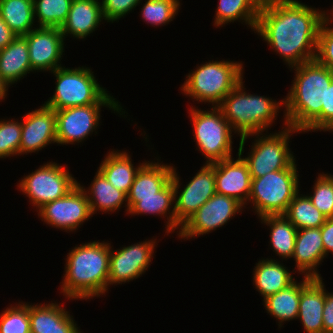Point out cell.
<instances>
[{
	"mask_svg": "<svg viewBox=\"0 0 333 333\" xmlns=\"http://www.w3.org/2000/svg\"><path fill=\"white\" fill-rule=\"evenodd\" d=\"M330 14L300 0H263L254 33L292 68L315 60L319 28Z\"/></svg>",
	"mask_w": 333,
	"mask_h": 333,
	"instance_id": "6da1fadb",
	"label": "cell"
},
{
	"mask_svg": "<svg viewBox=\"0 0 333 333\" xmlns=\"http://www.w3.org/2000/svg\"><path fill=\"white\" fill-rule=\"evenodd\" d=\"M61 292L67 299L86 300L108 293L110 243L92 241L75 246L65 259Z\"/></svg>",
	"mask_w": 333,
	"mask_h": 333,
	"instance_id": "7a4b0ae2",
	"label": "cell"
},
{
	"mask_svg": "<svg viewBox=\"0 0 333 333\" xmlns=\"http://www.w3.org/2000/svg\"><path fill=\"white\" fill-rule=\"evenodd\" d=\"M294 80L284 100L283 125L301 132L321 113L333 73L316 60L292 67Z\"/></svg>",
	"mask_w": 333,
	"mask_h": 333,
	"instance_id": "3957f363",
	"label": "cell"
},
{
	"mask_svg": "<svg viewBox=\"0 0 333 333\" xmlns=\"http://www.w3.org/2000/svg\"><path fill=\"white\" fill-rule=\"evenodd\" d=\"M242 80L218 105L224 118L241 138L259 132H268L275 123L284 100L279 102L265 95L245 91Z\"/></svg>",
	"mask_w": 333,
	"mask_h": 333,
	"instance_id": "277c9868",
	"label": "cell"
},
{
	"mask_svg": "<svg viewBox=\"0 0 333 333\" xmlns=\"http://www.w3.org/2000/svg\"><path fill=\"white\" fill-rule=\"evenodd\" d=\"M243 67L242 62L209 60L186 75L181 92L193 101L218 106L243 80Z\"/></svg>",
	"mask_w": 333,
	"mask_h": 333,
	"instance_id": "5b68a950",
	"label": "cell"
},
{
	"mask_svg": "<svg viewBox=\"0 0 333 333\" xmlns=\"http://www.w3.org/2000/svg\"><path fill=\"white\" fill-rule=\"evenodd\" d=\"M56 77L55 91L44 104L54 110L95 103H120L96 80L89 67H59L51 72Z\"/></svg>",
	"mask_w": 333,
	"mask_h": 333,
	"instance_id": "8992f818",
	"label": "cell"
},
{
	"mask_svg": "<svg viewBox=\"0 0 333 333\" xmlns=\"http://www.w3.org/2000/svg\"><path fill=\"white\" fill-rule=\"evenodd\" d=\"M296 162L288 169L277 170L260 178H252L248 204L258 218L267 215H284L289 203L300 190Z\"/></svg>",
	"mask_w": 333,
	"mask_h": 333,
	"instance_id": "52a82bcc",
	"label": "cell"
},
{
	"mask_svg": "<svg viewBox=\"0 0 333 333\" xmlns=\"http://www.w3.org/2000/svg\"><path fill=\"white\" fill-rule=\"evenodd\" d=\"M190 107L189 118L192 121L194 142L198 151L206 159L205 163L211 164L232 157V137L235 131L224 118L218 106L209 110ZM232 132L234 134H232Z\"/></svg>",
	"mask_w": 333,
	"mask_h": 333,
	"instance_id": "ba28073f",
	"label": "cell"
},
{
	"mask_svg": "<svg viewBox=\"0 0 333 333\" xmlns=\"http://www.w3.org/2000/svg\"><path fill=\"white\" fill-rule=\"evenodd\" d=\"M282 128L281 131L272 134L259 132L244 136L246 139L256 137L248 156L245 158L242 156L249 167L251 178H260L273 171L288 169L296 162L289 148V141L293 133L302 132L290 125L282 126Z\"/></svg>",
	"mask_w": 333,
	"mask_h": 333,
	"instance_id": "9c48e42d",
	"label": "cell"
},
{
	"mask_svg": "<svg viewBox=\"0 0 333 333\" xmlns=\"http://www.w3.org/2000/svg\"><path fill=\"white\" fill-rule=\"evenodd\" d=\"M66 168L53 161L40 165L34 172L21 178L17 188L38 210L44 204L64 197L78 185L79 182Z\"/></svg>",
	"mask_w": 333,
	"mask_h": 333,
	"instance_id": "30bf717a",
	"label": "cell"
},
{
	"mask_svg": "<svg viewBox=\"0 0 333 333\" xmlns=\"http://www.w3.org/2000/svg\"><path fill=\"white\" fill-rule=\"evenodd\" d=\"M102 107H107L121 116L127 113L119 103H95L55 110L57 145L82 143L93 132L97 134Z\"/></svg>",
	"mask_w": 333,
	"mask_h": 333,
	"instance_id": "8fae6325",
	"label": "cell"
},
{
	"mask_svg": "<svg viewBox=\"0 0 333 333\" xmlns=\"http://www.w3.org/2000/svg\"><path fill=\"white\" fill-rule=\"evenodd\" d=\"M176 170L174 166L171 179L175 194V230L178 235L181 226L216 193V188L213 163H204L183 189H180L182 183Z\"/></svg>",
	"mask_w": 333,
	"mask_h": 333,
	"instance_id": "7c38bea8",
	"label": "cell"
},
{
	"mask_svg": "<svg viewBox=\"0 0 333 333\" xmlns=\"http://www.w3.org/2000/svg\"><path fill=\"white\" fill-rule=\"evenodd\" d=\"M243 207L235 198L215 193L181 226L177 236L188 240L209 234L242 213Z\"/></svg>",
	"mask_w": 333,
	"mask_h": 333,
	"instance_id": "4fadbf2b",
	"label": "cell"
},
{
	"mask_svg": "<svg viewBox=\"0 0 333 333\" xmlns=\"http://www.w3.org/2000/svg\"><path fill=\"white\" fill-rule=\"evenodd\" d=\"M41 221L65 232H75L92 217L87 195L78 184L67 195L36 210Z\"/></svg>",
	"mask_w": 333,
	"mask_h": 333,
	"instance_id": "5bb4252c",
	"label": "cell"
},
{
	"mask_svg": "<svg viewBox=\"0 0 333 333\" xmlns=\"http://www.w3.org/2000/svg\"><path fill=\"white\" fill-rule=\"evenodd\" d=\"M157 242L156 238L146 239L114 251L110 243L108 288L140 278L148 271Z\"/></svg>",
	"mask_w": 333,
	"mask_h": 333,
	"instance_id": "9a60e30c",
	"label": "cell"
},
{
	"mask_svg": "<svg viewBox=\"0 0 333 333\" xmlns=\"http://www.w3.org/2000/svg\"><path fill=\"white\" fill-rule=\"evenodd\" d=\"M246 137H241L237 159L232 157L214 162L216 193L235 198L244 207L248 205L251 191V174L242 155Z\"/></svg>",
	"mask_w": 333,
	"mask_h": 333,
	"instance_id": "2e32d148",
	"label": "cell"
},
{
	"mask_svg": "<svg viewBox=\"0 0 333 333\" xmlns=\"http://www.w3.org/2000/svg\"><path fill=\"white\" fill-rule=\"evenodd\" d=\"M24 37L27 40L33 72H52L62 67L65 39L60 28L38 27Z\"/></svg>",
	"mask_w": 333,
	"mask_h": 333,
	"instance_id": "e0dca14e",
	"label": "cell"
},
{
	"mask_svg": "<svg viewBox=\"0 0 333 333\" xmlns=\"http://www.w3.org/2000/svg\"><path fill=\"white\" fill-rule=\"evenodd\" d=\"M20 155L36 153L49 144H57L56 113L43 104L23 116Z\"/></svg>",
	"mask_w": 333,
	"mask_h": 333,
	"instance_id": "ac0fdd59",
	"label": "cell"
},
{
	"mask_svg": "<svg viewBox=\"0 0 333 333\" xmlns=\"http://www.w3.org/2000/svg\"><path fill=\"white\" fill-rule=\"evenodd\" d=\"M324 245L320 228H306L297 230L292 259L295 261L296 271L304 276L322 278L317 270L325 258Z\"/></svg>",
	"mask_w": 333,
	"mask_h": 333,
	"instance_id": "d6986e66",
	"label": "cell"
},
{
	"mask_svg": "<svg viewBox=\"0 0 333 333\" xmlns=\"http://www.w3.org/2000/svg\"><path fill=\"white\" fill-rule=\"evenodd\" d=\"M60 304L56 301L35 305L29 303L31 333H83L70 312Z\"/></svg>",
	"mask_w": 333,
	"mask_h": 333,
	"instance_id": "ffe728a7",
	"label": "cell"
},
{
	"mask_svg": "<svg viewBox=\"0 0 333 333\" xmlns=\"http://www.w3.org/2000/svg\"><path fill=\"white\" fill-rule=\"evenodd\" d=\"M147 161L137 172L127 194L128 210L139 198L160 197V190L171 180L174 165Z\"/></svg>",
	"mask_w": 333,
	"mask_h": 333,
	"instance_id": "44dd1931",
	"label": "cell"
},
{
	"mask_svg": "<svg viewBox=\"0 0 333 333\" xmlns=\"http://www.w3.org/2000/svg\"><path fill=\"white\" fill-rule=\"evenodd\" d=\"M103 19L101 0H72L68 17L60 28L61 33L64 39L68 35L85 39L98 29Z\"/></svg>",
	"mask_w": 333,
	"mask_h": 333,
	"instance_id": "7402d4cb",
	"label": "cell"
},
{
	"mask_svg": "<svg viewBox=\"0 0 333 333\" xmlns=\"http://www.w3.org/2000/svg\"><path fill=\"white\" fill-rule=\"evenodd\" d=\"M325 284L322 278H313L301 291L297 319L306 333H324L323 308Z\"/></svg>",
	"mask_w": 333,
	"mask_h": 333,
	"instance_id": "603a6c76",
	"label": "cell"
},
{
	"mask_svg": "<svg viewBox=\"0 0 333 333\" xmlns=\"http://www.w3.org/2000/svg\"><path fill=\"white\" fill-rule=\"evenodd\" d=\"M292 272L278 259L263 258L253 269V285L264 300L292 284Z\"/></svg>",
	"mask_w": 333,
	"mask_h": 333,
	"instance_id": "cb8c5ba5",
	"label": "cell"
},
{
	"mask_svg": "<svg viewBox=\"0 0 333 333\" xmlns=\"http://www.w3.org/2000/svg\"><path fill=\"white\" fill-rule=\"evenodd\" d=\"M33 72L29 59L27 40L17 36L5 48L0 50V78L8 86Z\"/></svg>",
	"mask_w": 333,
	"mask_h": 333,
	"instance_id": "d4e9b609",
	"label": "cell"
},
{
	"mask_svg": "<svg viewBox=\"0 0 333 333\" xmlns=\"http://www.w3.org/2000/svg\"><path fill=\"white\" fill-rule=\"evenodd\" d=\"M98 170L115 188L128 194L139 169L147 162L142 161L134 166L131 156L126 151L113 150L107 152Z\"/></svg>",
	"mask_w": 333,
	"mask_h": 333,
	"instance_id": "484cf974",
	"label": "cell"
},
{
	"mask_svg": "<svg viewBox=\"0 0 333 333\" xmlns=\"http://www.w3.org/2000/svg\"><path fill=\"white\" fill-rule=\"evenodd\" d=\"M303 277L302 281L295 280L288 287L263 300L266 312L278 320L279 328L286 321L297 319L301 291L313 279L308 276Z\"/></svg>",
	"mask_w": 333,
	"mask_h": 333,
	"instance_id": "4316f807",
	"label": "cell"
},
{
	"mask_svg": "<svg viewBox=\"0 0 333 333\" xmlns=\"http://www.w3.org/2000/svg\"><path fill=\"white\" fill-rule=\"evenodd\" d=\"M95 174L88 189L78 183L87 195L92 215L97 214V211H101L102 214L109 211L114 213L116 210L119 211L125 202L124 207H126L125 211L127 214V195L108 182L99 170Z\"/></svg>",
	"mask_w": 333,
	"mask_h": 333,
	"instance_id": "83f0119b",
	"label": "cell"
},
{
	"mask_svg": "<svg viewBox=\"0 0 333 333\" xmlns=\"http://www.w3.org/2000/svg\"><path fill=\"white\" fill-rule=\"evenodd\" d=\"M172 179L160 190V197L139 198L129 210L128 215L152 214L167 219L165 233H175V203ZM171 209V210H170ZM168 214V215H167Z\"/></svg>",
	"mask_w": 333,
	"mask_h": 333,
	"instance_id": "f1b7e54d",
	"label": "cell"
},
{
	"mask_svg": "<svg viewBox=\"0 0 333 333\" xmlns=\"http://www.w3.org/2000/svg\"><path fill=\"white\" fill-rule=\"evenodd\" d=\"M214 26L220 28L234 21H242L255 32L263 0H219Z\"/></svg>",
	"mask_w": 333,
	"mask_h": 333,
	"instance_id": "f546056e",
	"label": "cell"
},
{
	"mask_svg": "<svg viewBox=\"0 0 333 333\" xmlns=\"http://www.w3.org/2000/svg\"><path fill=\"white\" fill-rule=\"evenodd\" d=\"M260 222L269 226L270 246L276 256L285 259L292 258L297 228L284 215H267L260 218Z\"/></svg>",
	"mask_w": 333,
	"mask_h": 333,
	"instance_id": "4dcf8cb0",
	"label": "cell"
},
{
	"mask_svg": "<svg viewBox=\"0 0 333 333\" xmlns=\"http://www.w3.org/2000/svg\"><path fill=\"white\" fill-rule=\"evenodd\" d=\"M0 16L16 36L36 28L33 0H0Z\"/></svg>",
	"mask_w": 333,
	"mask_h": 333,
	"instance_id": "1f68e13d",
	"label": "cell"
},
{
	"mask_svg": "<svg viewBox=\"0 0 333 333\" xmlns=\"http://www.w3.org/2000/svg\"><path fill=\"white\" fill-rule=\"evenodd\" d=\"M295 194L293 200L289 203L284 216L297 228H320L327 217L321 213L311 202L308 195Z\"/></svg>",
	"mask_w": 333,
	"mask_h": 333,
	"instance_id": "d6a6232c",
	"label": "cell"
},
{
	"mask_svg": "<svg viewBox=\"0 0 333 333\" xmlns=\"http://www.w3.org/2000/svg\"><path fill=\"white\" fill-rule=\"evenodd\" d=\"M71 3L72 0H33L35 22L39 27L61 28Z\"/></svg>",
	"mask_w": 333,
	"mask_h": 333,
	"instance_id": "836d02e7",
	"label": "cell"
},
{
	"mask_svg": "<svg viewBox=\"0 0 333 333\" xmlns=\"http://www.w3.org/2000/svg\"><path fill=\"white\" fill-rule=\"evenodd\" d=\"M181 7L179 0H145L141 18L152 26H164L173 21Z\"/></svg>",
	"mask_w": 333,
	"mask_h": 333,
	"instance_id": "e575fe53",
	"label": "cell"
},
{
	"mask_svg": "<svg viewBox=\"0 0 333 333\" xmlns=\"http://www.w3.org/2000/svg\"><path fill=\"white\" fill-rule=\"evenodd\" d=\"M0 333H31L29 303L10 304L1 312Z\"/></svg>",
	"mask_w": 333,
	"mask_h": 333,
	"instance_id": "d590c367",
	"label": "cell"
},
{
	"mask_svg": "<svg viewBox=\"0 0 333 333\" xmlns=\"http://www.w3.org/2000/svg\"><path fill=\"white\" fill-rule=\"evenodd\" d=\"M313 194H307L312 204L327 218L333 217V175L318 173L312 188Z\"/></svg>",
	"mask_w": 333,
	"mask_h": 333,
	"instance_id": "8d00e7d4",
	"label": "cell"
},
{
	"mask_svg": "<svg viewBox=\"0 0 333 333\" xmlns=\"http://www.w3.org/2000/svg\"><path fill=\"white\" fill-rule=\"evenodd\" d=\"M22 122L16 119H0V158L20 155Z\"/></svg>",
	"mask_w": 333,
	"mask_h": 333,
	"instance_id": "74e56055",
	"label": "cell"
},
{
	"mask_svg": "<svg viewBox=\"0 0 333 333\" xmlns=\"http://www.w3.org/2000/svg\"><path fill=\"white\" fill-rule=\"evenodd\" d=\"M333 13L321 24L318 32L315 60L333 73Z\"/></svg>",
	"mask_w": 333,
	"mask_h": 333,
	"instance_id": "f35d334b",
	"label": "cell"
},
{
	"mask_svg": "<svg viewBox=\"0 0 333 333\" xmlns=\"http://www.w3.org/2000/svg\"><path fill=\"white\" fill-rule=\"evenodd\" d=\"M333 132V80L326 89L325 105H322L321 113L302 131V133L316 131Z\"/></svg>",
	"mask_w": 333,
	"mask_h": 333,
	"instance_id": "ab89813d",
	"label": "cell"
},
{
	"mask_svg": "<svg viewBox=\"0 0 333 333\" xmlns=\"http://www.w3.org/2000/svg\"><path fill=\"white\" fill-rule=\"evenodd\" d=\"M142 0H102V12L105 21L114 23L134 10Z\"/></svg>",
	"mask_w": 333,
	"mask_h": 333,
	"instance_id": "60d3db41",
	"label": "cell"
},
{
	"mask_svg": "<svg viewBox=\"0 0 333 333\" xmlns=\"http://www.w3.org/2000/svg\"><path fill=\"white\" fill-rule=\"evenodd\" d=\"M324 333H333V292L325 288V304L323 308Z\"/></svg>",
	"mask_w": 333,
	"mask_h": 333,
	"instance_id": "b9f144b4",
	"label": "cell"
},
{
	"mask_svg": "<svg viewBox=\"0 0 333 333\" xmlns=\"http://www.w3.org/2000/svg\"><path fill=\"white\" fill-rule=\"evenodd\" d=\"M321 237L325 256L327 257L330 252L333 254V217L327 218L321 226Z\"/></svg>",
	"mask_w": 333,
	"mask_h": 333,
	"instance_id": "7bdbcfd3",
	"label": "cell"
},
{
	"mask_svg": "<svg viewBox=\"0 0 333 333\" xmlns=\"http://www.w3.org/2000/svg\"><path fill=\"white\" fill-rule=\"evenodd\" d=\"M17 36L11 31L9 26L3 21L0 16V50L5 48Z\"/></svg>",
	"mask_w": 333,
	"mask_h": 333,
	"instance_id": "ee69618b",
	"label": "cell"
},
{
	"mask_svg": "<svg viewBox=\"0 0 333 333\" xmlns=\"http://www.w3.org/2000/svg\"><path fill=\"white\" fill-rule=\"evenodd\" d=\"M8 92V86L0 78V102L5 100Z\"/></svg>",
	"mask_w": 333,
	"mask_h": 333,
	"instance_id": "f6af8a7d",
	"label": "cell"
}]
</instances>
